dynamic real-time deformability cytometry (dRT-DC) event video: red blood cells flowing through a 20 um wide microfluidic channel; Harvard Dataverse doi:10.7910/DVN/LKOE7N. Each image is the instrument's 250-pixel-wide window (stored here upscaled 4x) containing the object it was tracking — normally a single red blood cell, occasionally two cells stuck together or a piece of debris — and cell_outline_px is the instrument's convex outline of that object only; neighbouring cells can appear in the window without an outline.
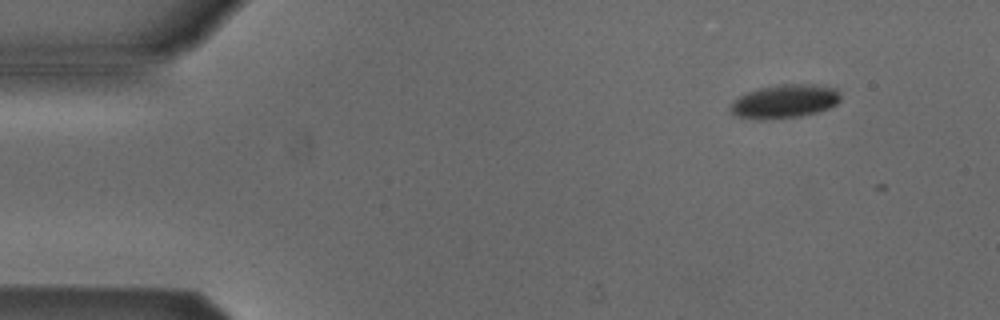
{"species": "Egyptian fruit bat (a non-hibernating species)", "species_latin": "Rousettus aegyptiacus", "temperature_condition": "cold", "stored_images_in_passage": 7, "camera_frame_rate_fps": 3000, "um_per_image_px": 0.085, "animal": {"sex": "male"}, "frame": {"image": 1, "passage_image": 2, "time_ms": 1.0, "image_size_px": [1000, 320], "cell_outline_px": [[840, 100], [836, 104], [828, 108], [816, 112], [800, 116], [764, 120], [760, 120], [740, 116], [732, 112], [728, 108], [740, 96], [748, 92], [760, 88], [784, 84], [816, 84], [836, 88], [840, 92]], "centroid_in_image_um": [66.74, 8.61], "position_along_channel_um": 18.3, "area_um2": 21.33}}
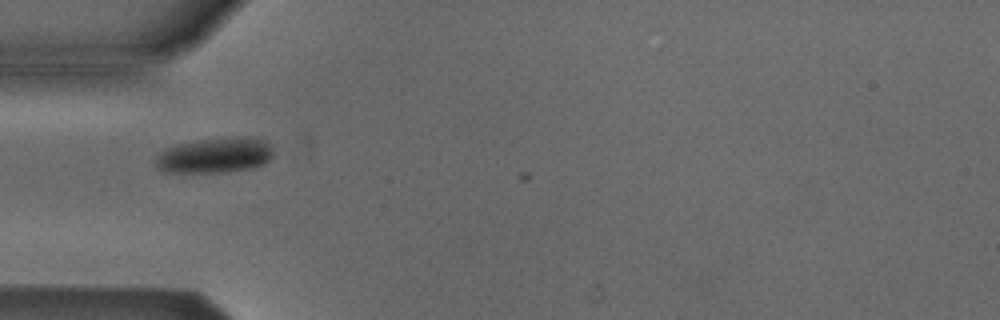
{"frame": {"image": 2, "passage_image": 5, "time_ms": 4.667, "image_size_px": [1000, 320], "cell_outline_px": [[276, 144], [272, 156], [264, 164], [252, 168], [224, 172], [160, 172], [156, 168], [156, 156], [164, 148], [172, 144], [220, 136], [256, 136], [268, 140]], "centroid_in_image_um": [18.32, 13.15], "position_along_channel_um": 66.7, "area_um2": 25.49}}
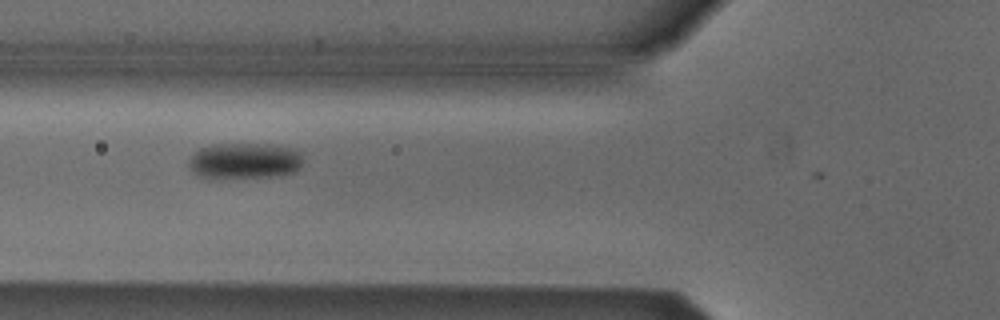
{"frame": {"image": 3, "passage_image": 6, "time_ms": 5.667, "image_size_px": [1000, 320], "cell_outline_px": [[304, 160], [300, 168], [296, 172], [272, 176], [212, 180], [200, 176], [192, 172], [188, 164], [192, 156], [200, 148], [212, 144], [272, 144], [296, 148], [300, 152]], "centroid_in_image_um": [20.81, 13.69], "position_along_channel_um": 105.0, "area_um2": 24.68}}